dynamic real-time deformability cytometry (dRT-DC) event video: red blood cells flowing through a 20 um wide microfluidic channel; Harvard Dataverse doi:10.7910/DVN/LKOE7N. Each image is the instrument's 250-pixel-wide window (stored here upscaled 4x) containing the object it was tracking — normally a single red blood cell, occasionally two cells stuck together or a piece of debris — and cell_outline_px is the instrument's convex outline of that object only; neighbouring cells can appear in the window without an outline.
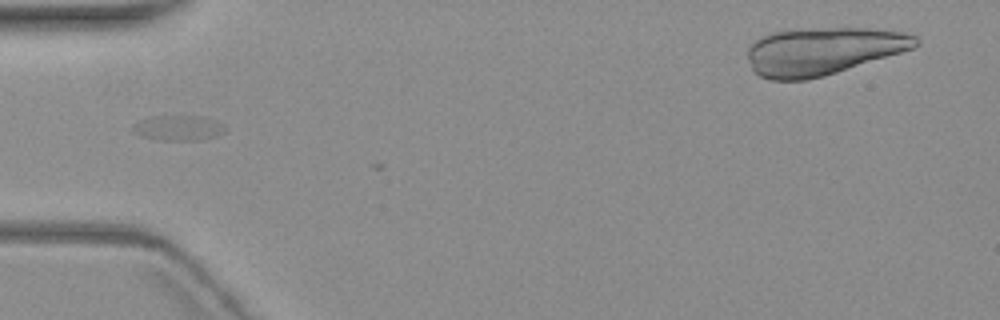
{"species": "common noctule bat (a hibernating species)", "species_latin": "Nyctalus noctula", "temperature_condition": "warm", "stored_images_in_passage": 2, "camera_frame_rate_fps": 3000, "um_per_image_px": 0.085, "animal": {"sex": "female", "body_mass_g": 19.3, "forearm_length_mm": 54.1}, "frame": {"image": 1, "passage_image": 2, "time_ms": 1.333, "image_size_px": [1000, 320], "cell_outline_px": [[228, 128], [224, 132], [216, 136], [200, 140], [160, 140], [140, 136], [132, 128], [140, 120], [152, 116], [196, 116], [212, 120]], "centroid_in_image_um": [15.16, 10.88], "position_along_channel_um": 69.8, "area_um2": 13.24}}